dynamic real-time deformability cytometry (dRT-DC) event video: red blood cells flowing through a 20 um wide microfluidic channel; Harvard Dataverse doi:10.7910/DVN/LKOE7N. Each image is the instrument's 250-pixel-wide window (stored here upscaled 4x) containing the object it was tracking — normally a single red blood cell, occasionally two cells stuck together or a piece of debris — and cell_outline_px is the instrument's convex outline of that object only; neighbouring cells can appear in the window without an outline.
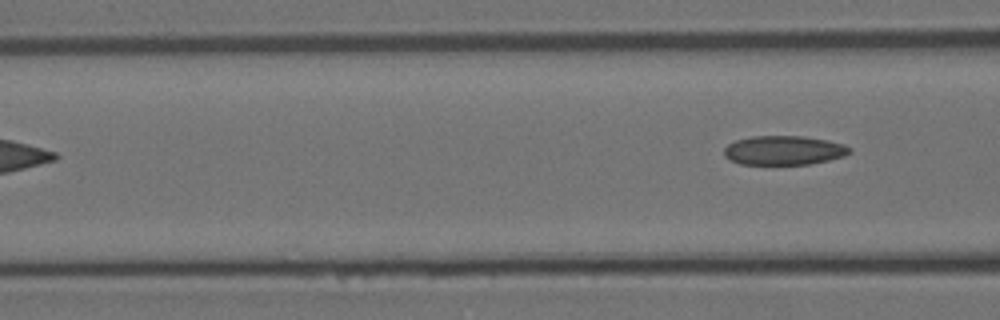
{"species": "Egyptian fruit bat (a non-hibernating species)", "species_latin": "Rousettus aegyptiacus", "temperature_condition": "room temperature", "stored_images_in_passage": 6, "camera_frame_rate_fps": 3000, "um_per_image_px": 0.085, "animal": {"sex": "female"}, "frame": {"image": 1, "passage_image": 6, "time_ms": 1.667, "image_size_px": [1000, 320], "cell_outline_px": [[852, 152], [844, 156], [828, 160], [808, 164], [740, 164], [724, 156], [724, 148], [728, 144], [736, 140], [752, 136], [804, 136], [828, 140], [844, 144], [852, 148]], "centroid_in_image_um": [66.65, 12.77], "position_along_channel_um": 99.9, "area_um2": 21.39}}